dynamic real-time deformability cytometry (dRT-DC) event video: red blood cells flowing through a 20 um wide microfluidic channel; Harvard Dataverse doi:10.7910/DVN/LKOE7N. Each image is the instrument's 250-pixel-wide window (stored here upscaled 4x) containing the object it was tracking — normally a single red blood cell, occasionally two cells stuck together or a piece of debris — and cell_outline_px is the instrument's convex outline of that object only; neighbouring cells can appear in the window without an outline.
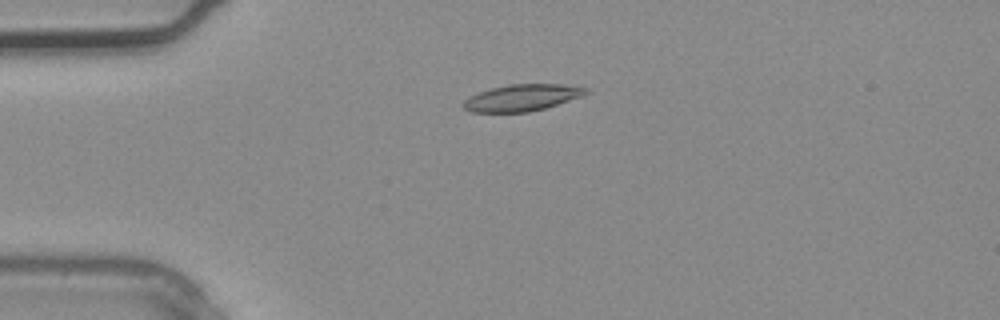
{"species": "common noctule bat (a hibernating species)", "species_latin": "Nyctalus noctula", "temperature_condition": "warm", "stored_images_in_passage": 3, "camera_frame_rate_fps": 3000, "um_per_image_px": 0.085, "animal": {"sex": "male", "body_mass_g": 20.4}, "frame": {"image": 1, "passage_image": 3, "time_ms": 0.667, "image_size_px": [1000, 320], "cell_outline_px": [[588, 92], [580, 96], [544, 108], [528, 112], [472, 112], [464, 108], [460, 104], [468, 96], [492, 88], [508, 84], [560, 84], [588, 88]], "centroid_in_image_um": [44.3, 8.3], "position_along_channel_um": 40.7, "area_um2": 18.79}}